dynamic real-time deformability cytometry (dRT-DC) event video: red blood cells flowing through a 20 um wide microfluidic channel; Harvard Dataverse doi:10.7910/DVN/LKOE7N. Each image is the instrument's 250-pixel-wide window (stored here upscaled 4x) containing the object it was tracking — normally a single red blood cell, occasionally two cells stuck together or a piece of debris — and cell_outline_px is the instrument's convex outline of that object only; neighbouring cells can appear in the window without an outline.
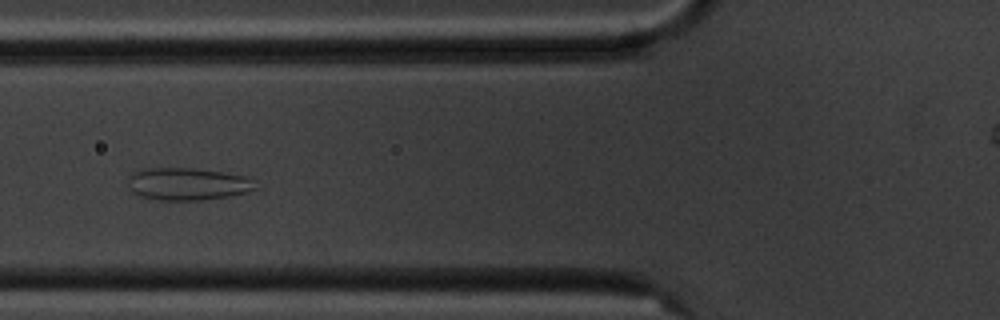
{"species": "common noctule bat (a hibernating species)", "species_latin": "Nyctalus noctula", "temperature_condition": "cold", "stored_images_in_passage": 7, "camera_frame_rate_fps": 3000, "um_per_image_px": 0.085, "animal": {"sex": "male", "body_mass_g": 20.1, "forearm_length_mm": 53.5}, "frame": {"image": 1, "passage_image": 5, "time_ms": 4.667, "image_size_px": [1000, 320], "cell_outline_px": [[256, 188], [248, 192], [228, 196], [200, 200], [156, 200], [140, 196], [132, 192], [128, 188], [128, 176], [132, 172], [140, 168], [192, 168], [224, 172], [248, 176], [252, 180]], "centroid_in_image_um": [15.89, 15.63], "position_along_channel_um": 109.9, "area_um2": 24.33}}